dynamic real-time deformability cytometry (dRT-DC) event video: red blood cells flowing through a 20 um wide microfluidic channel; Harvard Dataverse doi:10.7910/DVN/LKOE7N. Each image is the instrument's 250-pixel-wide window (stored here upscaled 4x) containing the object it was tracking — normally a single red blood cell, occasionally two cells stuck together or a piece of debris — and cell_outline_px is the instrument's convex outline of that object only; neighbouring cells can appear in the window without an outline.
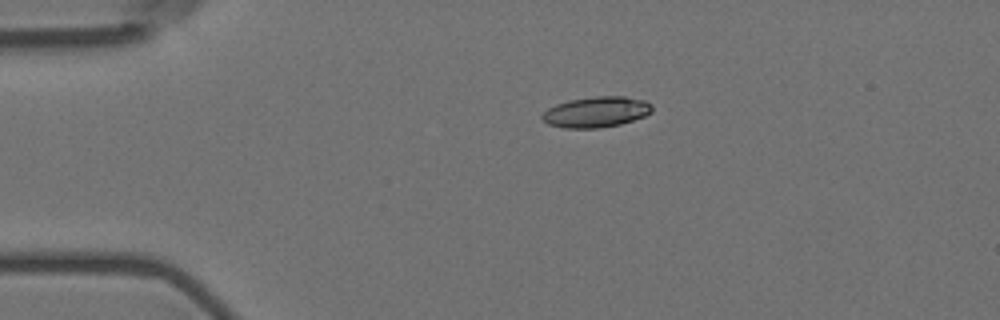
{"species": "Egyptian fruit bat (a non-hibernating species)", "species_latin": "Rousettus aegyptiacus", "temperature_condition": "room temperature", "stored_images_in_passage": 46, "camera_frame_rate_fps": 3000, "um_per_image_px": 0.085, "animal": {"sex": "female"}, "frame": {"image": 1, "passage_image": 1, "time_ms": 0.0, "image_size_px": [1000, 320], "cell_outline_px": [[652, 112], [644, 116], [620, 124], [600, 128], [564, 128], [548, 124], [540, 116], [548, 108], [556, 104], [568, 100], [596, 96], [624, 96], [644, 100], [652, 104]], "centroid_in_image_um": [50.68, 9.51], "position_along_channel_um": 34.3, "area_um2": 19.65}}
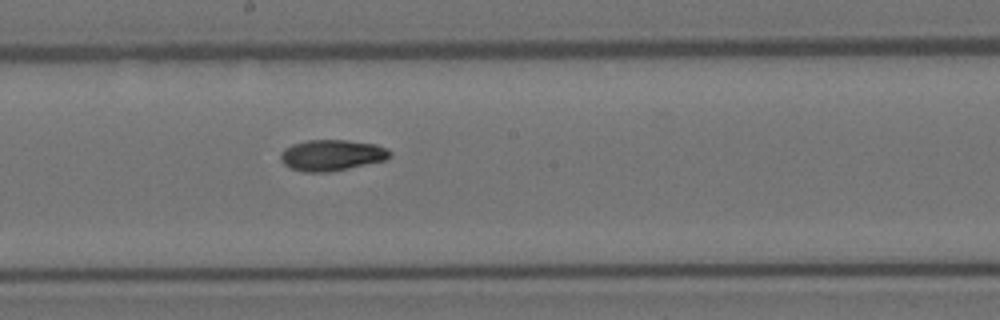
{"frame": {"image": 2, "passage_image": 20, "time_ms": 6.333, "image_size_px": [1000, 320], "cell_outline_px": [[392, 156], [384, 160], [348, 168], [328, 172], [304, 172], [292, 168], [284, 164], [280, 160], [280, 152], [284, 148], [292, 144], [308, 140], [348, 140], [376, 144], [388, 148], [392, 152]], "centroid_in_image_um": [28.2, 13.18], "position_along_channel_um": 220.0, "area_um2": 19.83}}
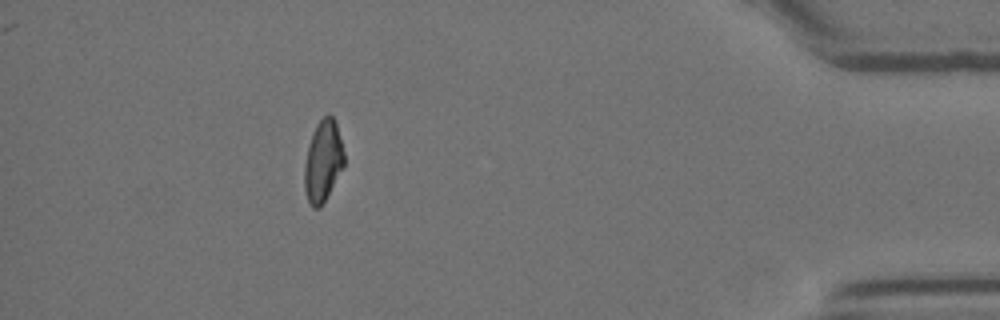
{"frame": {"image": 3, "passage_image": 40, "time_ms": 13.0, "image_size_px": [1000, 320], "cell_outline_px": [[344, 164], [320, 208], [312, 208], [308, 200], [304, 188], [304, 164], [308, 148], [316, 124], [328, 112], [332, 116], [336, 124], [344, 152]], "centroid_in_image_um": [27.44, 13.69], "position_along_channel_um": 407.8, "area_um2": 18.44}, "authors_computed_cell_mechanics": {"area_um2": 19.1896, "velocity_mm_per_s": 3.5921, "shape_relaxation_time_tau1_ms": 6.9109, "shape_relaxation_time_tau2_ms": 8.5653, "deformation_change_tau1": 0.1915, "deformation_change_tau2": 0.1256}}